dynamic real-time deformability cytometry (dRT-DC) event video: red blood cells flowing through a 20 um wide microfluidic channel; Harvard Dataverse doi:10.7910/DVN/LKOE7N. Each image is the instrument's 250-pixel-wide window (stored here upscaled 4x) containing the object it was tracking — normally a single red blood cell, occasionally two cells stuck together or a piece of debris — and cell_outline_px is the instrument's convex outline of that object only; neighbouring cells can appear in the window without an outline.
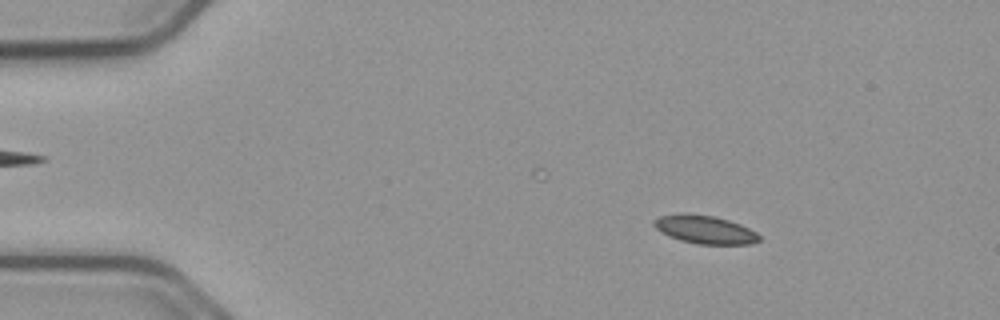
{"species": "common noctule bat (a hibernating species)", "species_latin": "Nyctalus noctula", "temperature_condition": "cold", "stored_images_in_passage": 47, "camera_frame_rate_fps": 3000, "um_per_image_px": 0.085, "animal": {"sex": "male", "body_mass_g": 23.1, "forearm_length_mm": 52.7}, "frame": {"image": 1, "passage_image": 8, "time_ms": 2.333, "image_size_px": [1000, 320], "cell_outline_px": [[760, 240], [752, 244], [696, 244], [680, 240], [668, 236], [656, 228], [652, 224], [652, 220], [660, 216], [712, 216], [728, 220], [740, 224], [756, 232], [760, 236]], "centroid_in_image_um": [59.96, 19.56], "position_along_channel_um": 25.0, "area_um2": 16.65}}
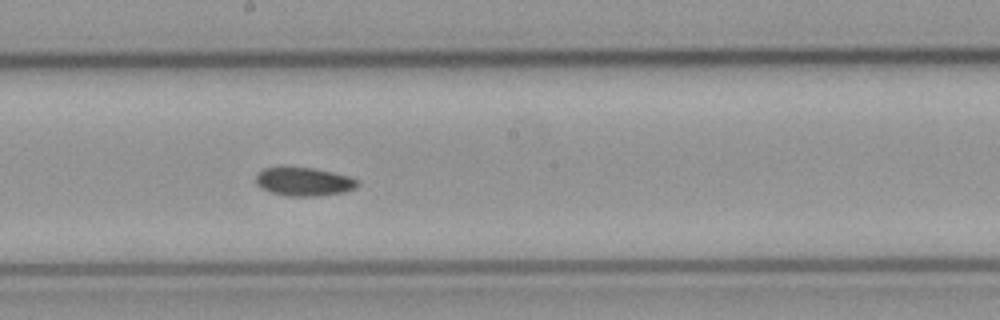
{"frame": {"image": 2, "passage_image": 30, "time_ms": 9.667, "image_size_px": [1000, 320], "cell_outline_px": [[360, 184], [356, 188], [344, 192], [316, 196], [284, 196], [260, 188], [256, 184], [256, 176], [264, 168], [312, 168], [332, 172], [348, 176], [356, 180]], "centroid_in_image_um": [25.84, 15.46], "position_along_channel_um": 222.4, "area_um2": 16.65}}
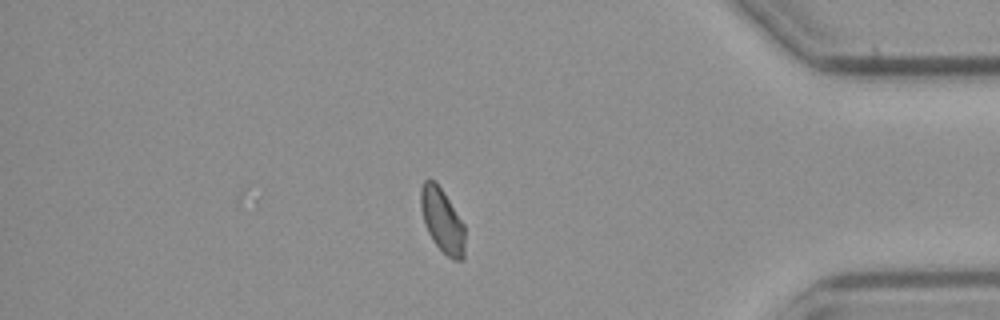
{"frame": {"image": 3, "passage_image": 47, "time_ms": 15.333, "image_size_px": [1000, 320], "cell_outline_px": [[464, 260], [452, 260], [432, 240], [424, 224], [420, 204], [420, 188], [424, 180], [432, 180], [444, 192], [464, 224]], "centroid_in_image_um": [37.58, 18.75], "position_along_channel_um": 397.6, "area_um2": 16.36}}